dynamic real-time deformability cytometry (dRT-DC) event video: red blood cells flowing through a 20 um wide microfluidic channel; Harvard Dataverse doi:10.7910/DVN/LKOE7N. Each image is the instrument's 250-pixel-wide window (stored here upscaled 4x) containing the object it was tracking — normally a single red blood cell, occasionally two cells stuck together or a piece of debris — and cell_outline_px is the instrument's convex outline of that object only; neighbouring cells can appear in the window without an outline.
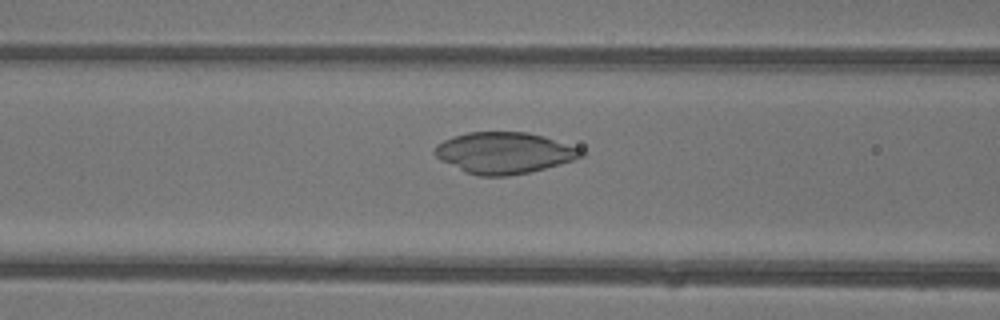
{"species": "common noctule bat (a hibernating species)", "species_latin": "Nyctalus noctula", "temperature_condition": "warm", "stored_images_in_passage": 47, "camera_frame_rate_fps": 3000, "um_per_image_px": 0.085, "animal": {"sex": "female"}, "frame": {"image": 1, "passage_image": 20, "time_ms": 6.333, "image_size_px": [1000, 320], "cell_outline_px": [[584, 156], [560, 164], [528, 172], [508, 176], [480, 176], [464, 172], [440, 160], [432, 152], [436, 144], [452, 136], [468, 132], [528, 132], [544, 136], [584, 148]], "centroid_in_image_um": [42.85, 12.98], "position_along_channel_um": 123.7, "area_um2": 35.55}}
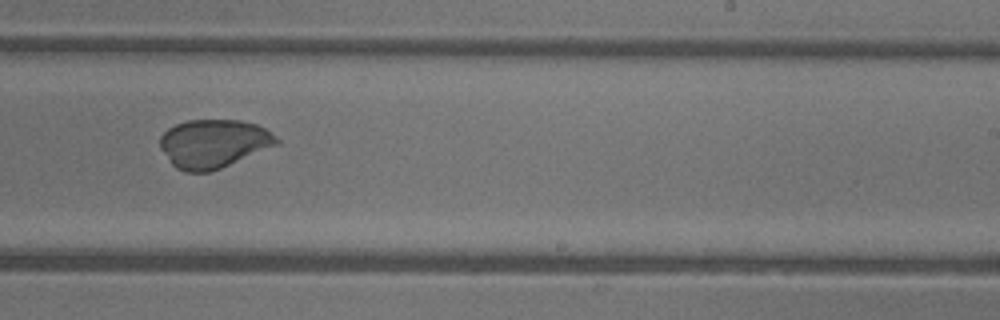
{"frame": {"image": 2, "passage_image": 30, "time_ms": 9.667, "image_size_px": [1000, 320], "cell_outline_px": [[280, 144], [220, 168], [208, 172], [184, 172], [176, 168], [172, 164], [160, 148], [160, 136], [168, 128], [176, 124], [188, 120], [240, 120], [256, 124], [264, 128], [280, 140]], "centroid_in_image_um": [18.15, 12.2], "position_along_channel_um": 270.9, "area_um2": 32.89}}
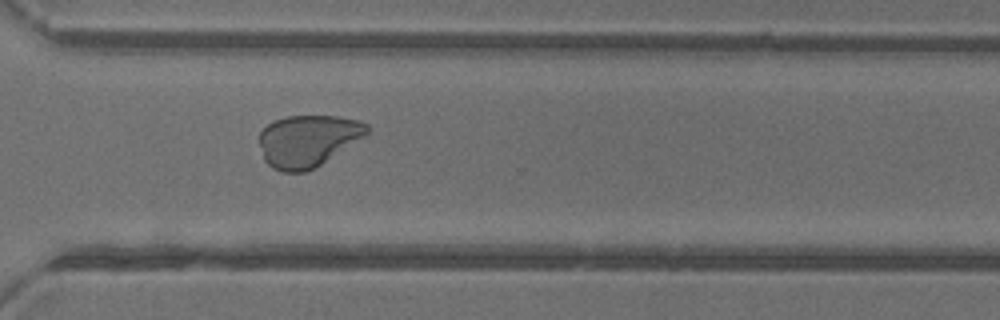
{"frame": {"image": 3, "passage_image": 35, "time_ms": 11.333, "image_size_px": [1000, 320], "cell_outline_px": [[368, 132], [364, 136], [320, 164], [304, 172], [284, 172], [272, 168], [264, 160], [256, 140], [256, 136], [268, 124], [276, 120], [288, 116], [336, 116], [360, 120], [368, 124]], "centroid_in_image_um": [26.1, 11.95], "position_along_channel_um": 344.5, "area_um2": 32.43}}